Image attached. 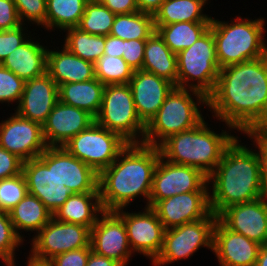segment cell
Segmentation results:
<instances>
[{
	"label": "cell",
	"instance_id": "cell-1",
	"mask_svg": "<svg viewBox=\"0 0 267 266\" xmlns=\"http://www.w3.org/2000/svg\"><path fill=\"white\" fill-rule=\"evenodd\" d=\"M207 102L231 130L267 129V55L221 68Z\"/></svg>",
	"mask_w": 267,
	"mask_h": 266
},
{
	"label": "cell",
	"instance_id": "cell-2",
	"mask_svg": "<svg viewBox=\"0 0 267 266\" xmlns=\"http://www.w3.org/2000/svg\"><path fill=\"white\" fill-rule=\"evenodd\" d=\"M158 147L129 143L116 160L99 173L98 190L103 211L131 205L137 197L149 207L153 175L160 158Z\"/></svg>",
	"mask_w": 267,
	"mask_h": 266
},
{
	"label": "cell",
	"instance_id": "cell-3",
	"mask_svg": "<svg viewBox=\"0 0 267 266\" xmlns=\"http://www.w3.org/2000/svg\"><path fill=\"white\" fill-rule=\"evenodd\" d=\"M238 139L235 137L226 147L221 161L208 176V185H212L210 209L216 216L229 206L265 196L258 149L252 150Z\"/></svg>",
	"mask_w": 267,
	"mask_h": 266
},
{
	"label": "cell",
	"instance_id": "cell-4",
	"mask_svg": "<svg viewBox=\"0 0 267 266\" xmlns=\"http://www.w3.org/2000/svg\"><path fill=\"white\" fill-rule=\"evenodd\" d=\"M208 126L203 120L193 129L169 136L158 146L161 157L175 164L197 168L208 177L236 137L225 130L215 133Z\"/></svg>",
	"mask_w": 267,
	"mask_h": 266
},
{
	"label": "cell",
	"instance_id": "cell-5",
	"mask_svg": "<svg viewBox=\"0 0 267 266\" xmlns=\"http://www.w3.org/2000/svg\"><path fill=\"white\" fill-rule=\"evenodd\" d=\"M218 20L212 17L210 29L220 69L267 55L264 18L252 20L238 16L231 23Z\"/></svg>",
	"mask_w": 267,
	"mask_h": 266
},
{
	"label": "cell",
	"instance_id": "cell-6",
	"mask_svg": "<svg viewBox=\"0 0 267 266\" xmlns=\"http://www.w3.org/2000/svg\"><path fill=\"white\" fill-rule=\"evenodd\" d=\"M201 104H208L203 93L175 86L146 125L143 143L158 147L169 136L195 128L204 120Z\"/></svg>",
	"mask_w": 267,
	"mask_h": 266
},
{
	"label": "cell",
	"instance_id": "cell-7",
	"mask_svg": "<svg viewBox=\"0 0 267 266\" xmlns=\"http://www.w3.org/2000/svg\"><path fill=\"white\" fill-rule=\"evenodd\" d=\"M176 56L177 87H188L208 97L215 88L220 70L212 30L209 28L192 46Z\"/></svg>",
	"mask_w": 267,
	"mask_h": 266
},
{
	"label": "cell",
	"instance_id": "cell-8",
	"mask_svg": "<svg viewBox=\"0 0 267 266\" xmlns=\"http://www.w3.org/2000/svg\"><path fill=\"white\" fill-rule=\"evenodd\" d=\"M95 122L128 143H143L146 125L137 115L128 83L105 85Z\"/></svg>",
	"mask_w": 267,
	"mask_h": 266
},
{
	"label": "cell",
	"instance_id": "cell-9",
	"mask_svg": "<svg viewBox=\"0 0 267 266\" xmlns=\"http://www.w3.org/2000/svg\"><path fill=\"white\" fill-rule=\"evenodd\" d=\"M128 144L119 134L94 122L63 147L99 174L116 160Z\"/></svg>",
	"mask_w": 267,
	"mask_h": 266
},
{
	"label": "cell",
	"instance_id": "cell-10",
	"mask_svg": "<svg viewBox=\"0 0 267 266\" xmlns=\"http://www.w3.org/2000/svg\"><path fill=\"white\" fill-rule=\"evenodd\" d=\"M217 219L218 216L211 212L206 218L166 229L162 249L152 264L164 266L187 259L202 246L213 251V230Z\"/></svg>",
	"mask_w": 267,
	"mask_h": 266
},
{
	"label": "cell",
	"instance_id": "cell-11",
	"mask_svg": "<svg viewBox=\"0 0 267 266\" xmlns=\"http://www.w3.org/2000/svg\"><path fill=\"white\" fill-rule=\"evenodd\" d=\"M22 173L28 193L38 197L52 214L73 194L56 177V147H47L39 157L24 161Z\"/></svg>",
	"mask_w": 267,
	"mask_h": 266
},
{
	"label": "cell",
	"instance_id": "cell-12",
	"mask_svg": "<svg viewBox=\"0 0 267 266\" xmlns=\"http://www.w3.org/2000/svg\"><path fill=\"white\" fill-rule=\"evenodd\" d=\"M90 229L80 224L52 218L31 240L29 255L49 261L58 254L90 246Z\"/></svg>",
	"mask_w": 267,
	"mask_h": 266
},
{
	"label": "cell",
	"instance_id": "cell-13",
	"mask_svg": "<svg viewBox=\"0 0 267 266\" xmlns=\"http://www.w3.org/2000/svg\"><path fill=\"white\" fill-rule=\"evenodd\" d=\"M208 184V177L199 169L175 164L160 156L153 175L149 207L152 208L159 200L174 195L209 191Z\"/></svg>",
	"mask_w": 267,
	"mask_h": 266
},
{
	"label": "cell",
	"instance_id": "cell-14",
	"mask_svg": "<svg viewBox=\"0 0 267 266\" xmlns=\"http://www.w3.org/2000/svg\"><path fill=\"white\" fill-rule=\"evenodd\" d=\"M124 209L115 212L123 219L133 254H143L153 262L162 249L165 227L150 207H144L143 212L137 213L126 212Z\"/></svg>",
	"mask_w": 267,
	"mask_h": 266
},
{
	"label": "cell",
	"instance_id": "cell-15",
	"mask_svg": "<svg viewBox=\"0 0 267 266\" xmlns=\"http://www.w3.org/2000/svg\"><path fill=\"white\" fill-rule=\"evenodd\" d=\"M0 123V147L23 161L39 157L47 149L42 125L11 113Z\"/></svg>",
	"mask_w": 267,
	"mask_h": 266
},
{
	"label": "cell",
	"instance_id": "cell-16",
	"mask_svg": "<svg viewBox=\"0 0 267 266\" xmlns=\"http://www.w3.org/2000/svg\"><path fill=\"white\" fill-rule=\"evenodd\" d=\"M100 215L90 231L91 250L122 266L128 265L133 252L123 219L115 211H103Z\"/></svg>",
	"mask_w": 267,
	"mask_h": 266
},
{
	"label": "cell",
	"instance_id": "cell-17",
	"mask_svg": "<svg viewBox=\"0 0 267 266\" xmlns=\"http://www.w3.org/2000/svg\"><path fill=\"white\" fill-rule=\"evenodd\" d=\"M152 209L165 229L206 218L210 213L209 191L182 193L159 200Z\"/></svg>",
	"mask_w": 267,
	"mask_h": 266
},
{
	"label": "cell",
	"instance_id": "cell-18",
	"mask_svg": "<svg viewBox=\"0 0 267 266\" xmlns=\"http://www.w3.org/2000/svg\"><path fill=\"white\" fill-rule=\"evenodd\" d=\"M218 219L231 231L260 245L267 244V196L224 209Z\"/></svg>",
	"mask_w": 267,
	"mask_h": 266
},
{
	"label": "cell",
	"instance_id": "cell-19",
	"mask_svg": "<svg viewBox=\"0 0 267 266\" xmlns=\"http://www.w3.org/2000/svg\"><path fill=\"white\" fill-rule=\"evenodd\" d=\"M94 122L87 111L58 101L42 125L45 142L48 147H61Z\"/></svg>",
	"mask_w": 267,
	"mask_h": 266
},
{
	"label": "cell",
	"instance_id": "cell-20",
	"mask_svg": "<svg viewBox=\"0 0 267 266\" xmlns=\"http://www.w3.org/2000/svg\"><path fill=\"white\" fill-rule=\"evenodd\" d=\"M261 245L228 229L217 219L213 230V253L220 266H255Z\"/></svg>",
	"mask_w": 267,
	"mask_h": 266
},
{
	"label": "cell",
	"instance_id": "cell-21",
	"mask_svg": "<svg viewBox=\"0 0 267 266\" xmlns=\"http://www.w3.org/2000/svg\"><path fill=\"white\" fill-rule=\"evenodd\" d=\"M128 84L137 115L145 125L157 114L175 87L170 81L144 70H135Z\"/></svg>",
	"mask_w": 267,
	"mask_h": 266
},
{
	"label": "cell",
	"instance_id": "cell-22",
	"mask_svg": "<svg viewBox=\"0 0 267 266\" xmlns=\"http://www.w3.org/2000/svg\"><path fill=\"white\" fill-rule=\"evenodd\" d=\"M58 101V85L46 72L40 77L25 81L15 112L25 119L43 125Z\"/></svg>",
	"mask_w": 267,
	"mask_h": 266
},
{
	"label": "cell",
	"instance_id": "cell-23",
	"mask_svg": "<svg viewBox=\"0 0 267 266\" xmlns=\"http://www.w3.org/2000/svg\"><path fill=\"white\" fill-rule=\"evenodd\" d=\"M56 177L72 193L99 192V174L63 146L56 147Z\"/></svg>",
	"mask_w": 267,
	"mask_h": 266
},
{
	"label": "cell",
	"instance_id": "cell-24",
	"mask_svg": "<svg viewBox=\"0 0 267 266\" xmlns=\"http://www.w3.org/2000/svg\"><path fill=\"white\" fill-rule=\"evenodd\" d=\"M47 51L46 72L59 86L65 83L85 82L95 78L94 64L74 55L65 46ZM56 50V51H55Z\"/></svg>",
	"mask_w": 267,
	"mask_h": 266
},
{
	"label": "cell",
	"instance_id": "cell-25",
	"mask_svg": "<svg viewBox=\"0 0 267 266\" xmlns=\"http://www.w3.org/2000/svg\"><path fill=\"white\" fill-rule=\"evenodd\" d=\"M2 62V66L12 71L24 81L40 77L46 73L47 46L33 41L31 36Z\"/></svg>",
	"mask_w": 267,
	"mask_h": 266
},
{
	"label": "cell",
	"instance_id": "cell-26",
	"mask_svg": "<svg viewBox=\"0 0 267 266\" xmlns=\"http://www.w3.org/2000/svg\"><path fill=\"white\" fill-rule=\"evenodd\" d=\"M103 212L99 192L73 193L53 213L57 221L80 224L90 230Z\"/></svg>",
	"mask_w": 267,
	"mask_h": 266
},
{
	"label": "cell",
	"instance_id": "cell-27",
	"mask_svg": "<svg viewBox=\"0 0 267 266\" xmlns=\"http://www.w3.org/2000/svg\"><path fill=\"white\" fill-rule=\"evenodd\" d=\"M104 88L96 77L85 82L61 84L58 86L59 101L85 110L95 118L101 108Z\"/></svg>",
	"mask_w": 267,
	"mask_h": 266
},
{
	"label": "cell",
	"instance_id": "cell-28",
	"mask_svg": "<svg viewBox=\"0 0 267 266\" xmlns=\"http://www.w3.org/2000/svg\"><path fill=\"white\" fill-rule=\"evenodd\" d=\"M142 70L154 73L177 87V56L156 31L146 40Z\"/></svg>",
	"mask_w": 267,
	"mask_h": 266
},
{
	"label": "cell",
	"instance_id": "cell-29",
	"mask_svg": "<svg viewBox=\"0 0 267 266\" xmlns=\"http://www.w3.org/2000/svg\"><path fill=\"white\" fill-rule=\"evenodd\" d=\"M17 234L23 239L20 230L38 233L52 218L53 214L36 196L27 193L24 198L9 212ZM21 233V234H20Z\"/></svg>",
	"mask_w": 267,
	"mask_h": 266
},
{
	"label": "cell",
	"instance_id": "cell-30",
	"mask_svg": "<svg viewBox=\"0 0 267 266\" xmlns=\"http://www.w3.org/2000/svg\"><path fill=\"white\" fill-rule=\"evenodd\" d=\"M208 0H165L154 14V25L163 26L179 22H211L212 17L203 14Z\"/></svg>",
	"mask_w": 267,
	"mask_h": 266
},
{
	"label": "cell",
	"instance_id": "cell-31",
	"mask_svg": "<svg viewBox=\"0 0 267 266\" xmlns=\"http://www.w3.org/2000/svg\"><path fill=\"white\" fill-rule=\"evenodd\" d=\"M211 22H179L155 26L156 32L175 54L192 46L209 28Z\"/></svg>",
	"mask_w": 267,
	"mask_h": 266
},
{
	"label": "cell",
	"instance_id": "cell-32",
	"mask_svg": "<svg viewBox=\"0 0 267 266\" xmlns=\"http://www.w3.org/2000/svg\"><path fill=\"white\" fill-rule=\"evenodd\" d=\"M89 0H47L46 29L65 31L78 27Z\"/></svg>",
	"mask_w": 267,
	"mask_h": 266
},
{
	"label": "cell",
	"instance_id": "cell-33",
	"mask_svg": "<svg viewBox=\"0 0 267 266\" xmlns=\"http://www.w3.org/2000/svg\"><path fill=\"white\" fill-rule=\"evenodd\" d=\"M156 31L153 15L134 12L116 15L110 35L123 40L148 39Z\"/></svg>",
	"mask_w": 267,
	"mask_h": 266
},
{
	"label": "cell",
	"instance_id": "cell-34",
	"mask_svg": "<svg viewBox=\"0 0 267 266\" xmlns=\"http://www.w3.org/2000/svg\"><path fill=\"white\" fill-rule=\"evenodd\" d=\"M64 32L67 33L63 45L74 55L95 64L104 54L105 36L92 35L77 27L66 29Z\"/></svg>",
	"mask_w": 267,
	"mask_h": 266
},
{
	"label": "cell",
	"instance_id": "cell-35",
	"mask_svg": "<svg viewBox=\"0 0 267 266\" xmlns=\"http://www.w3.org/2000/svg\"><path fill=\"white\" fill-rule=\"evenodd\" d=\"M115 17L116 14L99 0H89L77 28L92 35L107 36L111 32Z\"/></svg>",
	"mask_w": 267,
	"mask_h": 266
},
{
	"label": "cell",
	"instance_id": "cell-36",
	"mask_svg": "<svg viewBox=\"0 0 267 266\" xmlns=\"http://www.w3.org/2000/svg\"><path fill=\"white\" fill-rule=\"evenodd\" d=\"M95 77L104 85L127 84L134 69L122 57L103 54L94 64Z\"/></svg>",
	"mask_w": 267,
	"mask_h": 266
},
{
	"label": "cell",
	"instance_id": "cell-37",
	"mask_svg": "<svg viewBox=\"0 0 267 266\" xmlns=\"http://www.w3.org/2000/svg\"><path fill=\"white\" fill-rule=\"evenodd\" d=\"M24 240L17 234L9 213L0 210V259L6 266H16L15 249L21 247Z\"/></svg>",
	"mask_w": 267,
	"mask_h": 266
},
{
	"label": "cell",
	"instance_id": "cell-38",
	"mask_svg": "<svg viewBox=\"0 0 267 266\" xmlns=\"http://www.w3.org/2000/svg\"><path fill=\"white\" fill-rule=\"evenodd\" d=\"M28 193L24 174L0 180V210L9 212Z\"/></svg>",
	"mask_w": 267,
	"mask_h": 266
},
{
	"label": "cell",
	"instance_id": "cell-39",
	"mask_svg": "<svg viewBox=\"0 0 267 266\" xmlns=\"http://www.w3.org/2000/svg\"><path fill=\"white\" fill-rule=\"evenodd\" d=\"M24 85L25 81L23 79L0 64V103L16 102L18 106Z\"/></svg>",
	"mask_w": 267,
	"mask_h": 266
},
{
	"label": "cell",
	"instance_id": "cell-40",
	"mask_svg": "<svg viewBox=\"0 0 267 266\" xmlns=\"http://www.w3.org/2000/svg\"><path fill=\"white\" fill-rule=\"evenodd\" d=\"M22 24L25 21L46 29L47 0H13Z\"/></svg>",
	"mask_w": 267,
	"mask_h": 266
},
{
	"label": "cell",
	"instance_id": "cell-41",
	"mask_svg": "<svg viewBox=\"0 0 267 266\" xmlns=\"http://www.w3.org/2000/svg\"><path fill=\"white\" fill-rule=\"evenodd\" d=\"M25 25L22 24L11 30H0V64L10 53L28 39L27 36L30 34L25 33L26 27L25 29L23 27Z\"/></svg>",
	"mask_w": 267,
	"mask_h": 266
},
{
	"label": "cell",
	"instance_id": "cell-42",
	"mask_svg": "<svg viewBox=\"0 0 267 266\" xmlns=\"http://www.w3.org/2000/svg\"><path fill=\"white\" fill-rule=\"evenodd\" d=\"M249 138L254 139L253 144L258 148L261 184L267 196V129H255L245 133Z\"/></svg>",
	"mask_w": 267,
	"mask_h": 266
},
{
	"label": "cell",
	"instance_id": "cell-43",
	"mask_svg": "<svg viewBox=\"0 0 267 266\" xmlns=\"http://www.w3.org/2000/svg\"><path fill=\"white\" fill-rule=\"evenodd\" d=\"M147 39L123 40V59L135 70H142Z\"/></svg>",
	"mask_w": 267,
	"mask_h": 266
},
{
	"label": "cell",
	"instance_id": "cell-44",
	"mask_svg": "<svg viewBox=\"0 0 267 266\" xmlns=\"http://www.w3.org/2000/svg\"><path fill=\"white\" fill-rule=\"evenodd\" d=\"M91 247L67 251L53 257L48 262L51 266H86Z\"/></svg>",
	"mask_w": 267,
	"mask_h": 266
},
{
	"label": "cell",
	"instance_id": "cell-45",
	"mask_svg": "<svg viewBox=\"0 0 267 266\" xmlns=\"http://www.w3.org/2000/svg\"><path fill=\"white\" fill-rule=\"evenodd\" d=\"M23 163L18 156L0 147V180L21 174Z\"/></svg>",
	"mask_w": 267,
	"mask_h": 266
},
{
	"label": "cell",
	"instance_id": "cell-46",
	"mask_svg": "<svg viewBox=\"0 0 267 266\" xmlns=\"http://www.w3.org/2000/svg\"><path fill=\"white\" fill-rule=\"evenodd\" d=\"M22 25L13 0H0V30H11Z\"/></svg>",
	"mask_w": 267,
	"mask_h": 266
},
{
	"label": "cell",
	"instance_id": "cell-47",
	"mask_svg": "<svg viewBox=\"0 0 267 266\" xmlns=\"http://www.w3.org/2000/svg\"><path fill=\"white\" fill-rule=\"evenodd\" d=\"M114 14H130L138 12V7L135 0H99Z\"/></svg>",
	"mask_w": 267,
	"mask_h": 266
},
{
	"label": "cell",
	"instance_id": "cell-48",
	"mask_svg": "<svg viewBox=\"0 0 267 266\" xmlns=\"http://www.w3.org/2000/svg\"><path fill=\"white\" fill-rule=\"evenodd\" d=\"M105 55L123 57V39L112 35L105 36Z\"/></svg>",
	"mask_w": 267,
	"mask_h": 266
},
{
	"label": "cell",
	"instance_id": "cell-49",
	"mask_svg": "<svg viewBox=\"0 0 267 266\" xmlns=\"http://www.w3.org/2000/svg\"><path fill=\"white\" fill-rule=\"evenodd\" d=\"M86 266H122L117 261L91 250Z\"/></svg>",
	"mask_w": 267,
	"mask_h": 266
},
{
	"label": "cell",
	"instance_id": "cell-50",
	"mask_svg": "<svg viewBox=\"0 0 267 266\" xmlns=\"http://www.w3.org/2000/svg\"><path fill=\"white\" fill-rule=\"evenodd\" d=\"M138 10L153 15L159 10L165 0H135Z\"/></svg>",
	"mask_w": 267,
	"mask_h": 266
},
{
	"label": "cell",
	"instance_id": "cell-51",
	"mask_svg": "<svg viewBox=\"0 0 267 266\" xmlns=\"http://www.w3.org/2000/svg\"><path fill=\"white\" fill-rule=\"evenodd\" d=\"M255 266H267V244L261 245Z\"/></svg>",
	"mask_w": 267,
	"mask_h": 266
},
{
	"label": "cell",
	"instance_id": "cell-52",
	"mask_svg": "<svg viewBox=\"0 0 267 266\" xmlns=\"http://www.w3.org/2000/svg\"><path fill=\"white\" fill-rule=\"evenodd\" d=\"M27 257L28 261L26 266H51L49 262L47 261H39L36 259H33L30 255Z\"/></svg>",
	"mask_w": 267,
	"mask_h": 266
}]
</instances>
